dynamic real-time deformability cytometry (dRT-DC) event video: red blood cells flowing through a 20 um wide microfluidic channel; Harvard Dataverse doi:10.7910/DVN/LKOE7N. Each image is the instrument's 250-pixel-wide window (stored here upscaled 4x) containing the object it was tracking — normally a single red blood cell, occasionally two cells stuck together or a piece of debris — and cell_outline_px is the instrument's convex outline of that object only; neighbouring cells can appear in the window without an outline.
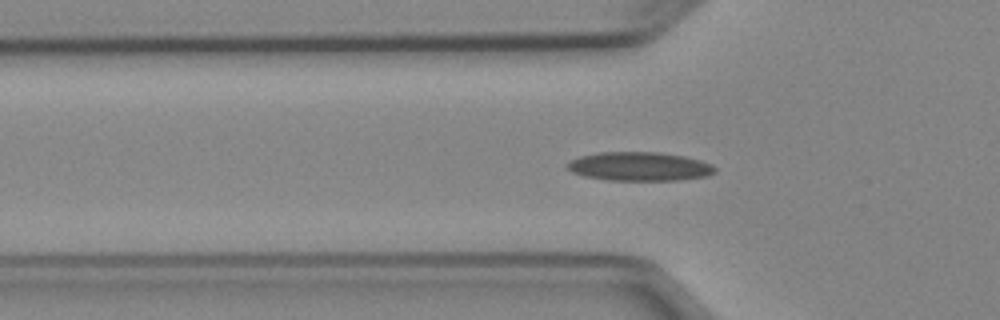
{"species": "Egyptian fruit bat (a non-hibernating species)", "species_latin": "Rousettus aegyptiacus", "temperature_condition": "cold", "stored_images_in_passage": 38, "camera_frame_rate_fps": 3000, "um_per_image_px": 0.085, "animal": {"sex": "female"}, "frame": {"image": 1, "passage_image": 3, "time_ms": 0.667, "image_size_px": [1000, 320], "cell_outline_px": [[716, 172], [708, 176], [676, 180], [608, 180], [584, 176], [572, 172], [564, 168], [564, 164], [580, 156], [596, 152], [660, 152], [684, 156], [700, 160], [712, 164], [716, 168]], "centroid_in_image_um": [54.33, 14.14], "position_along_channel_um": 71.5, "area_um2": 25.03}}
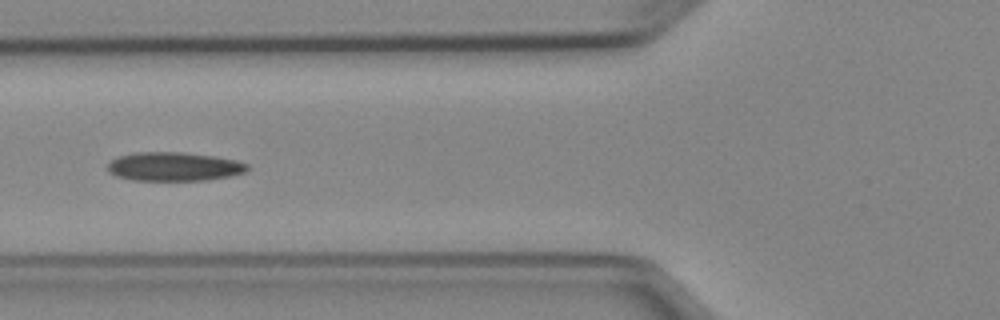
{"frame": {"image": 2, "passage_image": 6, "time_ms": 1.667, "image_size_px": [1000, 320], "cell_outline_px": [[248, 168], [244, 172], [228, 176], [208, 180], [132, 180], [116, 176], [108, 172], [108, 164], [112, 160], [120, 156], [132, 152], [184, 152], [212, 156], [236, 160], [248, 164]], "centroid_in_image_um": [14.76, 14.15], "position_along_channel_um": 111.0, "area_um2": 23.35}}
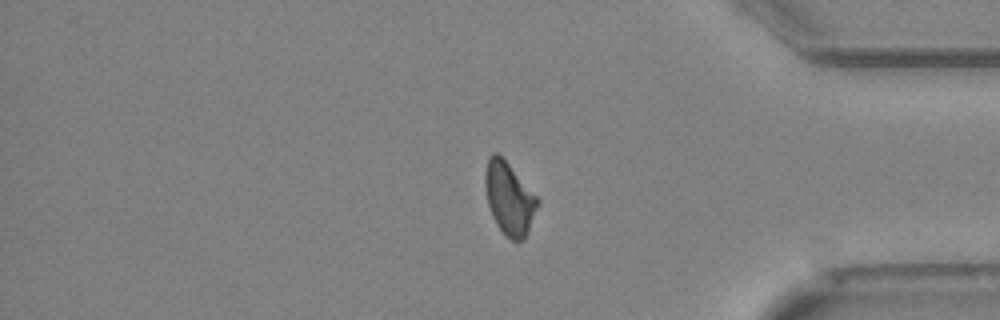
{"frame": {"image": 3, "passage_image": 29, "time_ms": 9.333, "image_size_px": [1000, 320], "cell_outline_px": [[540, 200], [528, 232], [524, 240], [512, 240], [496, 224], [492, 216], [488, 204], [484, 184], [484, 172], [488, 156], [492, 152], [496, 152], [508, 164]], "centroid_in_image_um": [43.26, 16.85], "position_along_channel_um": 391.9, "area_um2": 21.85}}